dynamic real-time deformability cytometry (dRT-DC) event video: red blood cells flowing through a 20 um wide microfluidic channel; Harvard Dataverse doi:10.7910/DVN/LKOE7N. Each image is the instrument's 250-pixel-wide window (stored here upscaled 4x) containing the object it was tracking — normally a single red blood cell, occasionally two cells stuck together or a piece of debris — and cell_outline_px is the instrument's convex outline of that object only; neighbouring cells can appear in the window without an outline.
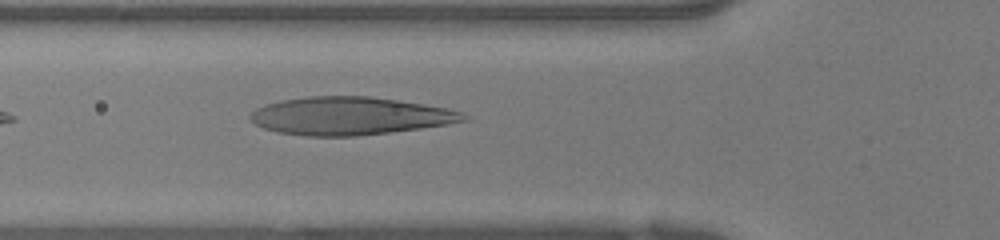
{"species": "human", "species_latin": "Homo sapiens", "temperature_condition": "warm", "stored_images_in_passage": 26, "camera_frame_rate_fps": 3000, "um_per_image_px": 0.085, "donor": {"sex": "female"}, "frame": {"image": 1, "passage_image": 5, "time_ms": 1.333, "image_size_px": [1000, 240], "cell_outline_px": [[468, 120], [448, 124], [420, 128], [356, 136], [308, 136], [276, 132], [264, 128], [256, 124], [248, 116], [256, 108], [264, 104], [280, 100], [308, 96], [368, 96], [400, 100], [448, 108], [464, 112], [468, 116]], "centroid_in_image_um": [29.74, 9.85], "position_along_channel_um": 96.1, "area_um2": 47.22}}
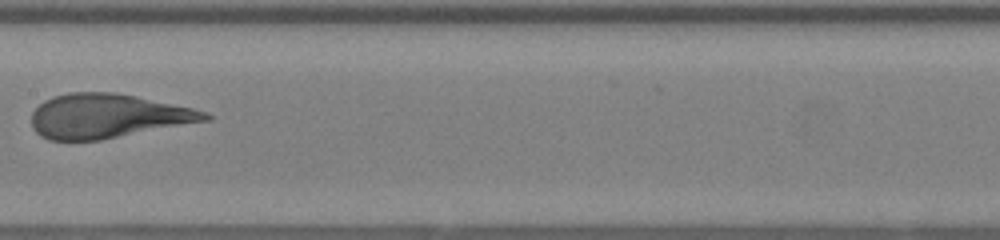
{"frame": {"image": 2, "passage_image": 11, "time_ms": 3.333, "image_size_px": [1000, 240], "cell_outline_px": [[212, 120], [100, 140], [48, 140], [40, 136], [32, 128], [32, 112], [44, 100], [52, 96], [68, 92], [112, 92], [136, 96], [192, 108], [204, 112], [212, 116]], "centroid_in_image_um": [9.12, 9.87], "position_along_channel_um": 198.3, "area_um2": 44.74}}
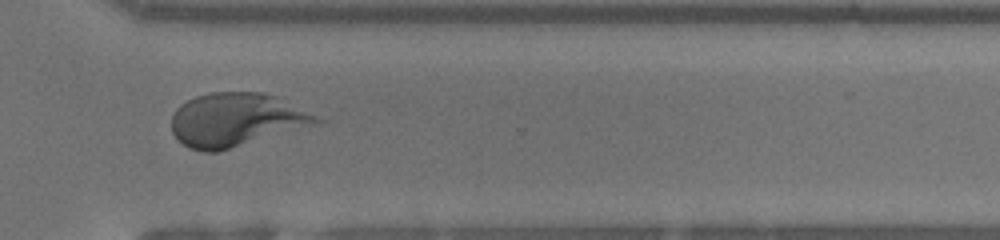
{"frame": {"image": 3, "passage_image": 20, "time_ms": 6.333, "image_size_px": [1000, 240], "cell_outline_px": [[328, 120], [216, 152], [204, 152], [188, 148], [172, 132], [172, 116], [176, 108], [180, 104], [196, 96], [212, 92], [264, 92], [276, 96]], "centroid_in_image_um": [20.06, 10.16], "position_along_channel_um": 350.5, "area_um2": 44.74}}